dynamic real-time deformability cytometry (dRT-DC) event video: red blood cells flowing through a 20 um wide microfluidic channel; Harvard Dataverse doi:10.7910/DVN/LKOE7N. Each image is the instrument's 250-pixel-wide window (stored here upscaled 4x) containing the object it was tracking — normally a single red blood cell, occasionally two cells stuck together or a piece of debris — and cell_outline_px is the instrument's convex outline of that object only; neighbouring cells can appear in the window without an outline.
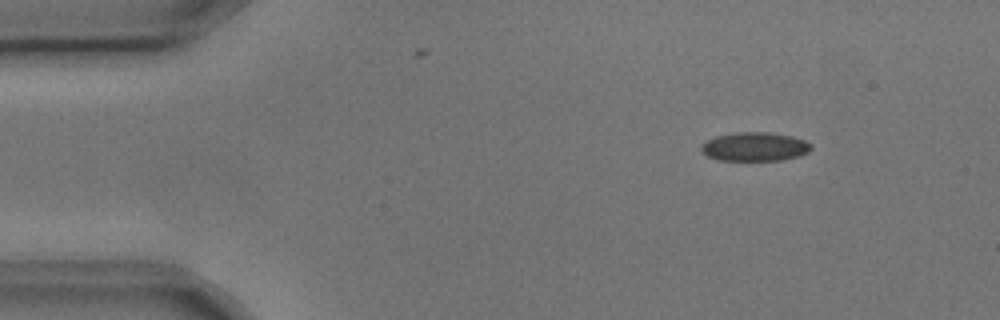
{"species": "common noctule bat (a hibernating species)", "species_latin": "Nyctalus noctula", "temperature_condition": "cold", "stored_images_in_passage": 3, "camera_frame_rate_fps": 3000, "um_per_image_px": 0.085, "animal": {"sex": "male", "body_mass_g": 17.9, "forearm_length_mm": 54.2}, "frame": {"image": 1, "passage_image": 1, "time_ms": 0.0, "image_size_px": [1000, 320], "cell_outline_px": [[812, 148], [808, 152], [784, 160], [716, 160], [708, 156], [700, 148], [700, 144], [716, 136], [736, 132], [768, 132], [792, 136], [804, 140], [812, 144]], "centroid_in_image_um": [64.15, 12.46], "position_along_channel_um": 20.8, "area_um2": 18.44}}